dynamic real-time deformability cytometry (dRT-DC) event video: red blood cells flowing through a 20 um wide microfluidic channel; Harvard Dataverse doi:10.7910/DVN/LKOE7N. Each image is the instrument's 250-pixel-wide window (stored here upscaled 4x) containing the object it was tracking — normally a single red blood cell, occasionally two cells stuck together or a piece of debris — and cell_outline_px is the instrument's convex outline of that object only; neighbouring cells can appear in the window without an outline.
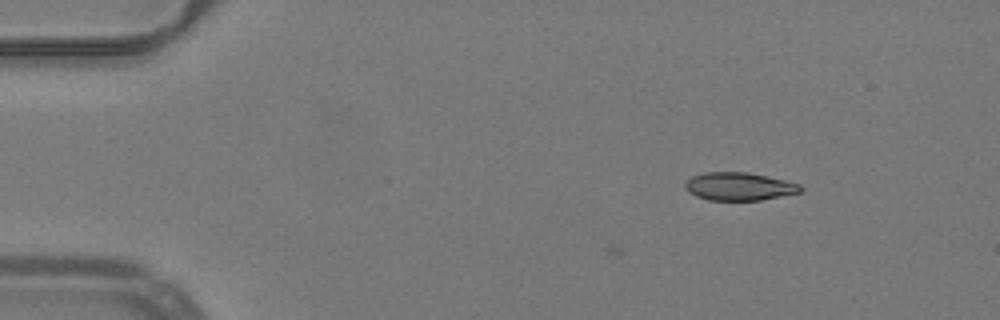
{"species": "common noctule bat (a hibernating species)", "species_latin": "Nyctalus noctula", "temperature_condition": "warm", "stored_images_in_passage": 2, "camera_frame_rate_fps": 3000, "um_per_image_px": 0.085, "animal": {"sex": "male", "body_mass_g": 19.2, "forearm_length_mm": 51.8}, "frame": {"image": 1, "passage_image": 2, "time_ms": 0.333, "image_size_px": [1000, 320], "cell_outline_px": [[804, 188], [800, 192], [760, 200], [708, 200], [696, 196], [688, 192], [684, 188], [684, 184], [692, 176], [704, 172], [748, 172], [768, 176], [800, 184]], "centroid_in_image_um": [62.81, 15.84], "position_along_channel_um": 22.2, "area_um2": 18.84}}